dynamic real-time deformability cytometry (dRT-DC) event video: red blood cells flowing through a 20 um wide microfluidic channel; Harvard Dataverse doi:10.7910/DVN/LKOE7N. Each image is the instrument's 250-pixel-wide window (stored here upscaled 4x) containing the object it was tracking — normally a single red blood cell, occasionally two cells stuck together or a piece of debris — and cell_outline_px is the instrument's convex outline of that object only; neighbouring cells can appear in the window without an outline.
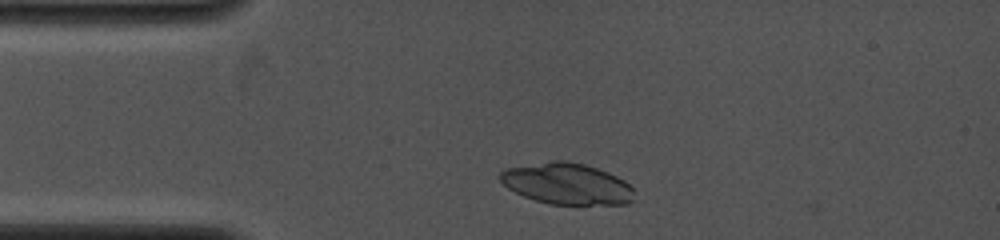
{"species": "common noctule bat (a hibernating species)", "species_latin": "Nyctalus noctula", "temperature_condition": "cold", "stored_images_in_passage": 2, "camera_frame_rate_fps": 4000, "um_per_image_px": 0.085, "animal": {"sex": "female", "body_mass_g": 19.0, "forearm_length_mm": 53.3}, "frame": {"image": 1, "passage_image": 2, "time_ms": 1.0, "image_size_px": [1000, 240], "cell_outline_px": [[632, 200], [628, 204], [548, 204], [524, 196], [508, 188], [500, 180], [500, 172], [504, 168], [552, 160], [564, 160], [584, 164], [608, 172], [624, 180], [632, 188]], "centroid_in_image_um": [48.16, 15.61], "position_along_channel_um": 36.8, "area_um2": 32.08}}